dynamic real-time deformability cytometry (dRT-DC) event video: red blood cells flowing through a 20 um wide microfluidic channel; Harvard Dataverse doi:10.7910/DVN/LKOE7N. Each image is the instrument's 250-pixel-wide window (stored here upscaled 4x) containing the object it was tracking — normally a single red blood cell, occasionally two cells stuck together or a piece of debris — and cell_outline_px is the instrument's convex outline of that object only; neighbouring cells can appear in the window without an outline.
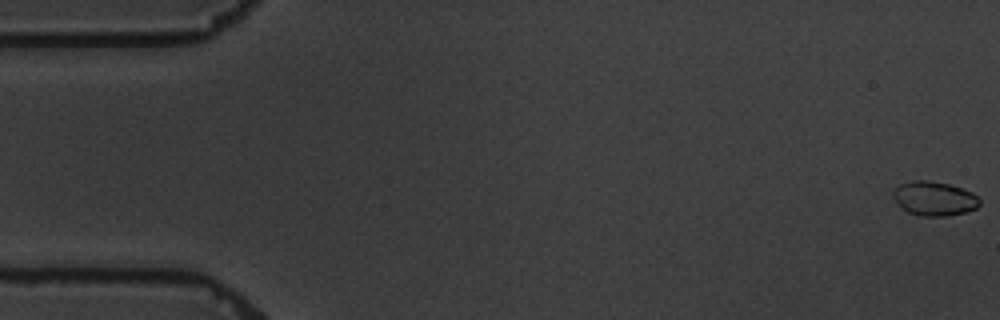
{"species": "common noctule bat (a hibernating species)", "species_latin": "Nyctalus noctula", "temperature_condition": "warm", "stored_images_in_passage": 6, "camera_frame_rate_fps": 3000, "um_per_image_px": 0.085, "animal": {"sex": "male", "body_mass_g": 19.5, "forearm_length_mm": 54.6}, "frame": {"image": 1, "passage_image": 1, "time_ms": 0.0, "image_size_px": [1000, 320], "cell_outline_px": [[980, 204], [976, 208], [964, 212], [944, 216], [920, 216], [908, 212], [892, 196], [892, 188], [900, 184], [912, 180], [928, 180], [948, 184], [972, 192], [980, 200]], "centroid_in_image_um": [79.39, 16.86], "position_along_channel_um": 5.6, "area_um2": 17.11}}
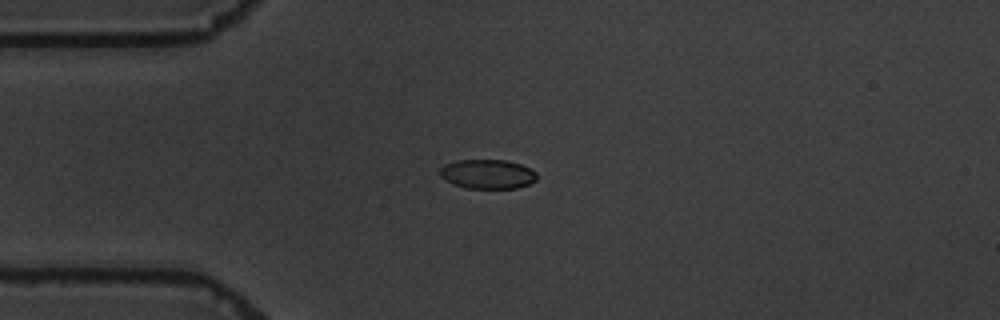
{"frame": {"image": 2, "passage_image": 5, "time_ms": 4.667, "image_size_px": [1000, 320], "cell_outline_px": [[536, 180], [528, 184], [516, 188], [464, 188], [440, 176], [440, 168], [444, 164], [456, 160], [504, 160], [520, 164], [536, 172]], "centroid_in_image_um": [41.43, 14.79], "position_along_channel_um": 43.6, "area_um2": 16.36}}